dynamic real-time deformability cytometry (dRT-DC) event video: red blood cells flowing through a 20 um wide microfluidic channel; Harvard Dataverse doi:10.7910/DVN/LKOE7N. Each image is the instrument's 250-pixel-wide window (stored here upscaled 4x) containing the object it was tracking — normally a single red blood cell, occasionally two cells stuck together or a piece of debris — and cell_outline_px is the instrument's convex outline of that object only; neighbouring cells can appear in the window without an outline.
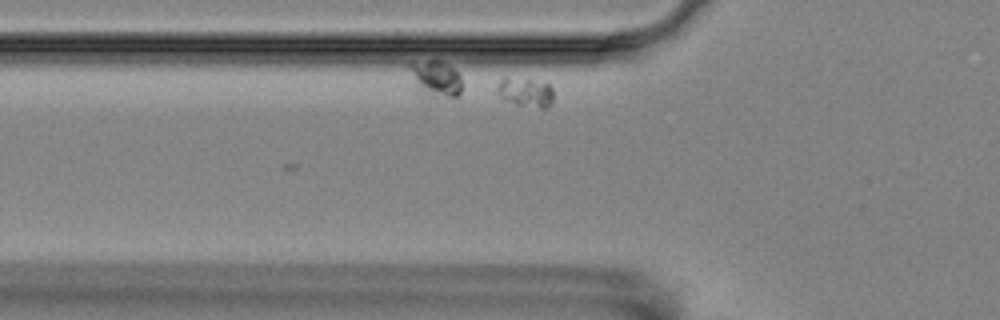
{"species": "Egyptian fruit bat (a non-hibernating species)", "species_latin": "Rousettus aegyptiacus", "temperature_condition": "room temperature", "stored_images_in_passage": 10, "segment_of_instrument_passage": [1, 4], "camera_frame_rate_fps": 3000, "um_per_image_px": 0.085, "animal": {"sex": "female"}, "frame": {"image": 1, "passage_image": 4, "time_ms": 4.333, "image_size_px": [1000, 320], "cell_outline_px": [[552, 104], [544, 112], [500, 100], [496, 92], [496, 84], [504, 76], [528, 76], [548, 84], [552, 88]], "centroid_in_image_um": [44.64, 7.84], "position_along_channel_um": 81.2, "area_um2": 10.87}}